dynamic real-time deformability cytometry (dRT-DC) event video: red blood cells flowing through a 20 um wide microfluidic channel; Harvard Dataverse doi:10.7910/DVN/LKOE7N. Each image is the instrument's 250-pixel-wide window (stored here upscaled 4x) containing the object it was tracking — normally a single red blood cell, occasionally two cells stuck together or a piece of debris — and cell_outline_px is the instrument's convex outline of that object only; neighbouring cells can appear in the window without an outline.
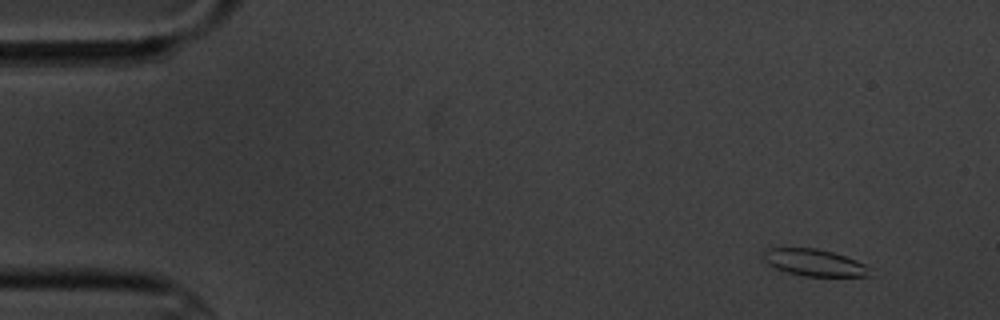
{"species": "common noctule bat (a hibernating species)", "species_latin": "Nyctalus noctula", "temperature_condition": "cold", "stored_images_in_passage": 6, "camera_frame_rate_fps": 3000, "um_per_image_px": 0.085, "animal": {"sex": "male", "body_mass_g": 20.1, "forearm_length_mm": 53.5}, "frame": {"image": 1, "passage_image": 2, "time_ms": 1.0, "image_size_px": [1000, 320], "cell_outline_px": [[872, 276], [804, 276], [788, 272], [776, 268], [768, 264], [764, 260], [764, 248], [816, 248], [832, 252], [856, 260], [872, 268]], "centroid_in_image_um": [69.25, 22.32], "position_along_channel_um": 15.7, "area_um2": 16.65}}
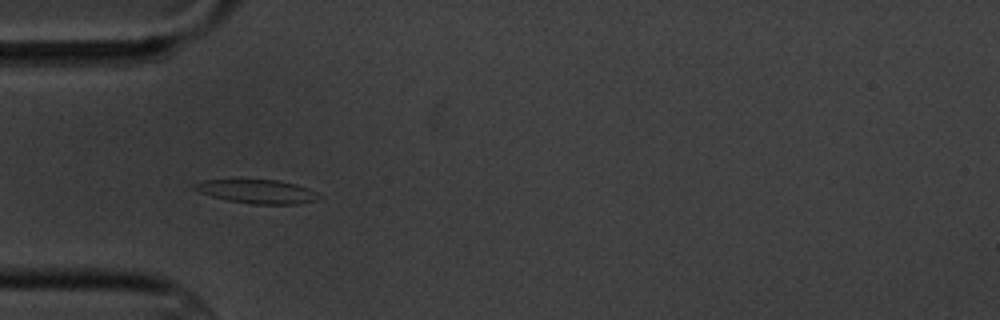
{"frame": {"image": 2, "passage_image": 5, "time_ms": 5.333, "image_size_px": [1000, 320], "cell_outline_px": [[324, 196], [316, 200], [296, 204], [252, 204], [228, 200], [212, 196], [200, 192], [192, 188], [192, 184], [204, 180], [276, 180], [296, 184], [308, 188]], "centroid_in_image_um": [21.88, 16.28], "position_along_channel_um": 63.1, "area_um2": 17.17}}
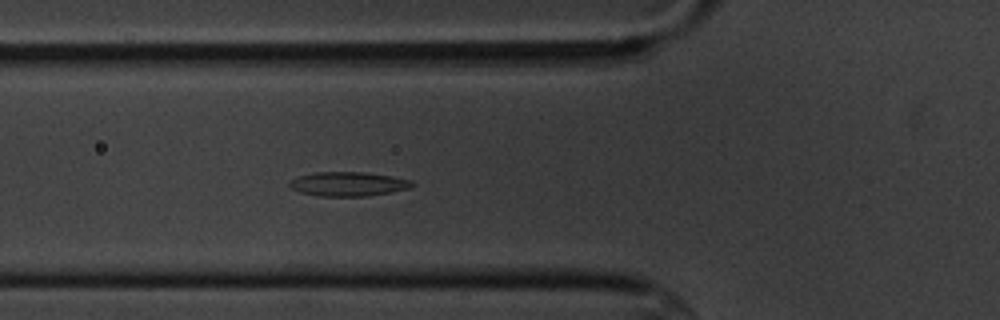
{"frame": {"image": 3, "passage_image": 6, "time_ms": 6.333, "image_size_px": [1000, 320], "cell_outline_px": [[416, 184], [412, 188], [392, 192], [368, 196], [320, 196], [300, 192], [292, 188], [288, 184], [292, 180], [300, 176], [316, 172], [364, 172], [392, 176], [412, 180]], "centroid_in_image_um": [29.68, 15.64], "position_along_channel_um": 96.1, "area_um2": 17.34}}